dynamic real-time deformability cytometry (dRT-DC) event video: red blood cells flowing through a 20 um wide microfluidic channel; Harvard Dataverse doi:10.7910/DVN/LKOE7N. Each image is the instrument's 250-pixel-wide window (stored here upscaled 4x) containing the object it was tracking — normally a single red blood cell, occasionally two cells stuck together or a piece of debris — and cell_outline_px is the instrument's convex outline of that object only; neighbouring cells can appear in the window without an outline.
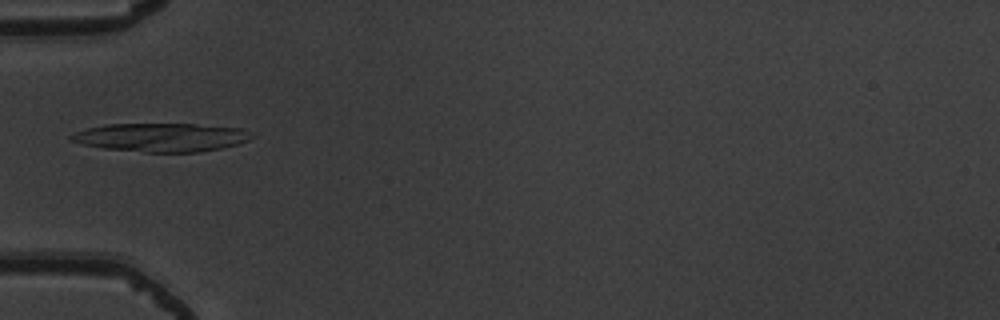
{"species": "common noctule bat (a hibernating species)", "species_latin": "Nyctalus noctula", "temperature_condition": "warm", "stored_images_in_passage": 6, "camera_frame_rate_fps": 3000, "um_per_image_px": 0.085, "animal": {"sex": "male", "body_mass_g": 19.5, "forearm_length_mm": 54.6}, "frame": {"image": 1, "passage_image": 6, "time_ms": 1.667, "image_size_px": [1000, 320], "cell_outline_px": [[256, 136], [248, 140], [236, 144], [220, 148], [200, 152], [144, 152], [104, 148], [84, 144], [72, 140], [68, 136], [76, 132], [88, 128], [104, 124], [196, 124], [240, 128]], "centroid_in_image_um": [13.72, 11.67], "position_along_channel_um": 71.3, "area_um2": 29.77}}